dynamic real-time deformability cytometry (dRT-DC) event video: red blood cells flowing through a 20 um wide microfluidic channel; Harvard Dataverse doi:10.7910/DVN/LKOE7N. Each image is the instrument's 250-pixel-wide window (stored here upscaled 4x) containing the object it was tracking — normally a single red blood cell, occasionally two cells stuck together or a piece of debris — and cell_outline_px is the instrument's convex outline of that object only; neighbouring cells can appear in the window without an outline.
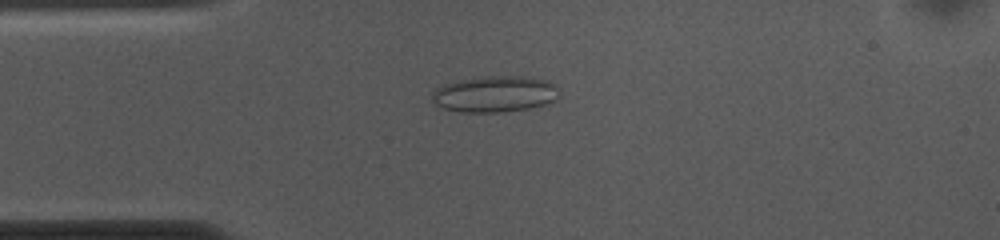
{"species": "common noctule bat (a hibernating species)", "species_latin": "Nyctalus noctula", "temperature_condition": "cold", "stored_images_in_passage": 53, "camera_frame_rate_fps": 3000, "um_per_image_px": 0.085, "animal": {"sex": "female", "body_mass_g": 10.0, "forearm_length_mm": 53.1}, "frame": {"image": 1, "passage_image": 12, "time_ms": 3.667, "image_size_px": [1000, 240], "cell_outline_px": [[560, 96], [556, 100], [548, 104], [528, 108], [504, 112], [460, 112], [444, 108], [436, 104], [432, 100], [432, 92], [436, 88], [460, 80], [480, 76], [528, 76], [548, 80], [556, 84], [560, 92]], "centroid_in_image_um": [42.14, 7.99], "position_along_channel_um": 42.9, "area_um2": 27.17}}
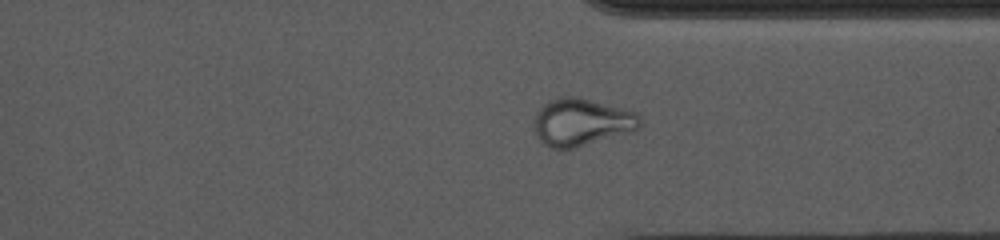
{"frame": {"image": 2, "passage_image": 39, "time_ms": 12.667, "image_size_px": [1000, 240], "cell_outline_px": [[640, 128], [632, 132], [572, 148], [548, 148], [540, 140], [532, 128], [536, 112], [548, 100], [564, 96], [576, 96], [636, 112], [640, 116]], "centroid_in_image_um": [49.4, 10.38], "position_along_channel_um": 362.0, "area_um2": 29.25}}
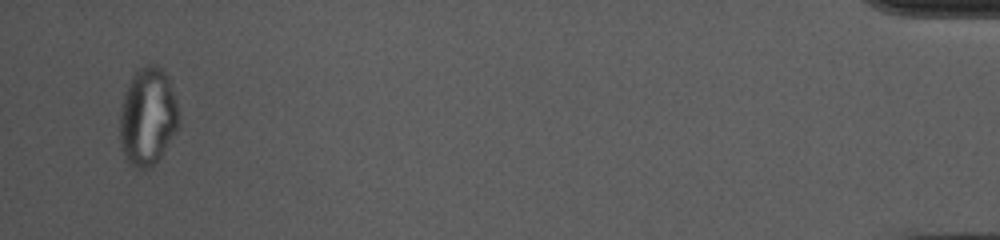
{"frame": {"image": 3, "passage_image": 51, "time_ms": 16.667, "image_size_px": [1000, 240], "cell_outline_px": [[180, 124], [160, 156], [152, 168], [136, 168], [128, 164], [124, 156], [120, 144], [120, 112], [124, 96], [128, 84], [132, 76], [140, 68], [148, 64], [156, 64], [168, 76], [176, 100], [180, 116]], "centroid_in_image_um": [12.56, 9.93], "position_along_channel_um": 422.6, "area_um2": 33.7}, "authors_computed_cell_mechanics": {"area_um2": 27.1082, "velocity_mm_per_s": 3.6934, "shape_relaxation_time_tau1_ms": null, "shape_relaxation_time_tau2_ms": 1.5749, "deformation_change_tau1": null, "deformation_change_tau2": 0.0779}}